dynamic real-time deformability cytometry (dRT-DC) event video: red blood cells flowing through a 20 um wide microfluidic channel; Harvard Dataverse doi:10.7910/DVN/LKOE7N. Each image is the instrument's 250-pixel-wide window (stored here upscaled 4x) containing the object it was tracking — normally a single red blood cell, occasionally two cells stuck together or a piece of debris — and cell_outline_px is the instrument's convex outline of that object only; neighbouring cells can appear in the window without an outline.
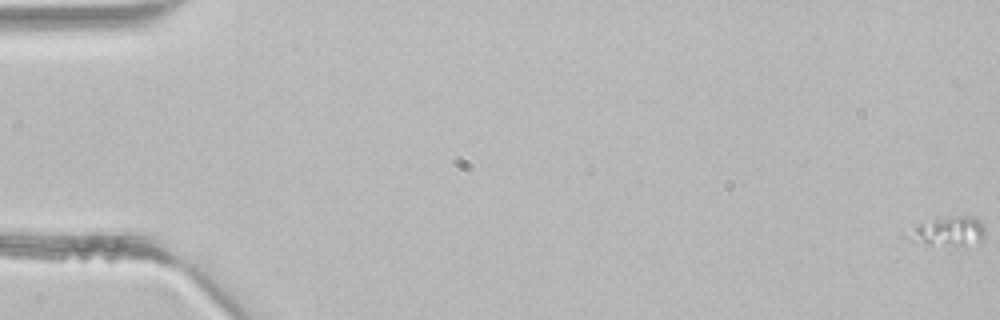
{"species": "common noctule bat (a hibernating species)", "species_latin": "Nyctalus noctula", "temperature_condition": "room temperature", "stored_images_in_passage": 4, "camera_frame_rate_fps": 3000, "um_per_image_px": 0.085, "animal": {"sex": "male", "body_mass_g": 21.5, "forearm_length_mm": 52.0}, "frame": {"image": 1, "passage_image": 1, "time_ms": 0.0, "image_size_px": [1000, 320], "cell_outline_px": [[984, 236], [980, 240], [964, 244], [928, 244], [912, 240], [900, 236], [900, 232], [916, 224], [936, 216], [972, 216], [984, 224]], "centroid_in_image_um": [80.43, 19.6], "position_along_channel_um": 4.6, "area_um2": 13.53}}